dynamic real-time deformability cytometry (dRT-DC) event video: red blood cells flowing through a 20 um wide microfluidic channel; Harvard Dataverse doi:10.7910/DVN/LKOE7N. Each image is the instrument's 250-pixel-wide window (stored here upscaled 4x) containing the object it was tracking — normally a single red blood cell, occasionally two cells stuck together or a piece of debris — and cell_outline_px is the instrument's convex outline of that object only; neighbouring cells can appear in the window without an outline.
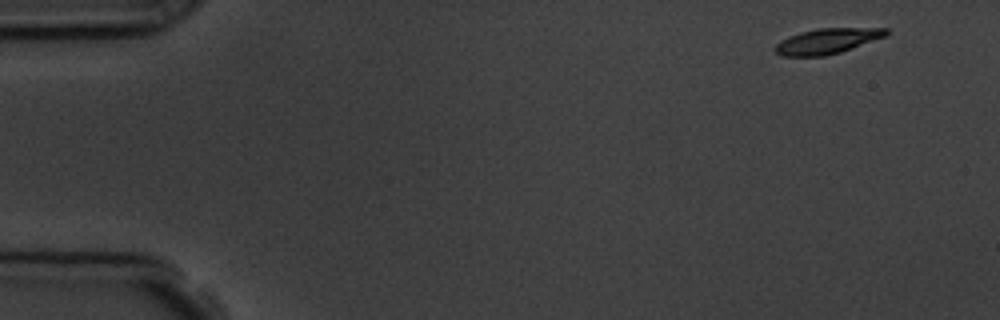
{"species": "common noctule bat (a hibernating species)", "species_latin": "Nyctalus noctula", "temperature_condition": "room temperature", "stored_images_in_passage": 4, "camera_frame_rate_fps": 3000, "um_per_image_px": 0.085, "animal": {"sex": "male", "body_mass_g": 19.5, "forearm_length_mm": 54.6}, "frame": {"image": 1, "passage_image": 1, "time_ms": 0.0, "image_size_px": [1000, 320], "cell_outline_px": [[888, 36], [840, 52], [824, 56], [780, 56], [772, 48], [780, 40], [800, 32], [816, 28], [888, 28]], "centroid_in_image_um": [70.3, 3.49], "position_along_channel_um": 14.7, "area_um2": 16.53}}